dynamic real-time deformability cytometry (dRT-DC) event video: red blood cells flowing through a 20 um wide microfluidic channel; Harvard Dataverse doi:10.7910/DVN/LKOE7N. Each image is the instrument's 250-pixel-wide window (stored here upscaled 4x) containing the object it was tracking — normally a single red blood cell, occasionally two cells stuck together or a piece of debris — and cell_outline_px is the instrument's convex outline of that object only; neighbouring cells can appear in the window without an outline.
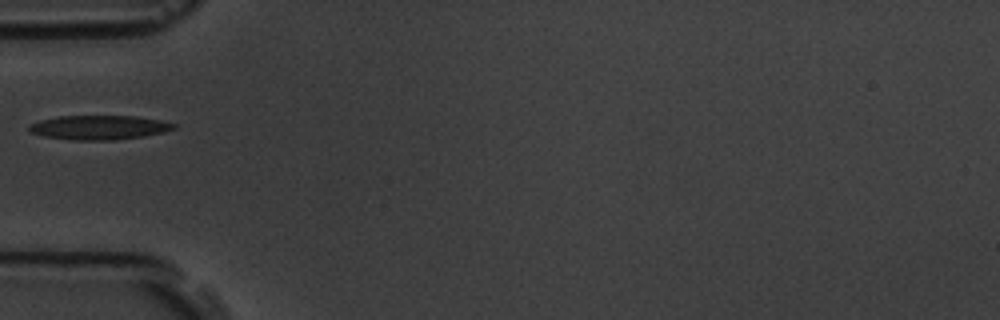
{"species": "common noctule bat (a hibernating species)", "species_latin": "Nyctalus noctula", "temperature_condition": "room temperature", "stored_images_in_passage": 1, "camera_frame_rate_fps": 3000, "um_per_image_px": 0.085, "animal": {"sex": "male", "body_mass_g": 19.5, "forearm_length_mm": 54.6}, "frame": {"image": 1, "passage_image": 1, "time_ms": 0.0, "image_size_px": [1000, 320], "cell_outline_px": [[176, 128], [164, 132], [144, 136], [116, 140], [72, 140], [44, 136], [28, 132], [28, 124], [40, 120], [60, 116], [136, 116], [160, 120], [176, 124]], "centroid_in_image_um": [8.4, 10.83], "position_along_channel_um": 76.6, "area_um2": 20.58}}